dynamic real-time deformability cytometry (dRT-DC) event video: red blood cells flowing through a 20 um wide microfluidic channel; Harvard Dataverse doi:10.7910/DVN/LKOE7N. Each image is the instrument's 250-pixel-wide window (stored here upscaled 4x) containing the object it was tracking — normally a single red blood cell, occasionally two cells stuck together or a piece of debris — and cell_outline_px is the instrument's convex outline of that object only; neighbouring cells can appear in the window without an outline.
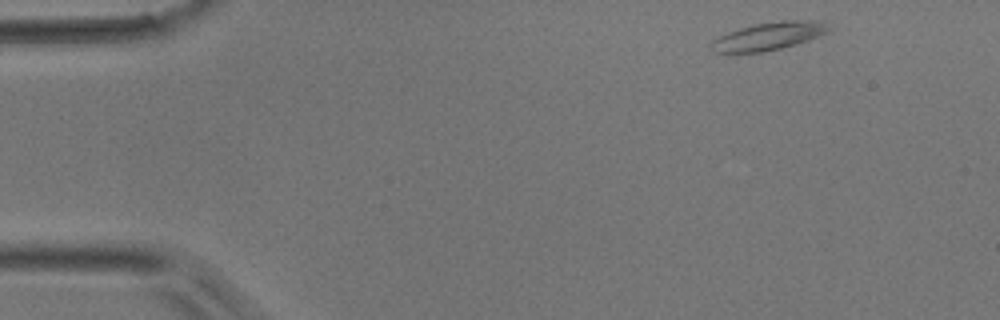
{"species": "common noctule bat (a hibernating species)", "species_latin": "Nyctalus noctula", "temperature_condition": "room temperature", "stored_images_in_passage": 8, "camera_frame_rate_fps": 3000, "um_per_image_px": 0.085, "animal": {"sex": "male", "body_mass_g": 17.9}, "frame": {"image": 1, "passage_image": 1, "time_ms": 0.0, "image_size_px": [1000, 320], "cell_outline_px": [[828, 32], [796, 44], [764, 52], [716, 52], [708, 48], [708, 44], [712, 40], [728, 32], [740, 28], [756, 24], [780, 20], [824, 20], [828, 28]], "centroid_in_image_um": [65.31, 3.06], "position_along_channel_um": 19.7, "area_um2": 18.96}}